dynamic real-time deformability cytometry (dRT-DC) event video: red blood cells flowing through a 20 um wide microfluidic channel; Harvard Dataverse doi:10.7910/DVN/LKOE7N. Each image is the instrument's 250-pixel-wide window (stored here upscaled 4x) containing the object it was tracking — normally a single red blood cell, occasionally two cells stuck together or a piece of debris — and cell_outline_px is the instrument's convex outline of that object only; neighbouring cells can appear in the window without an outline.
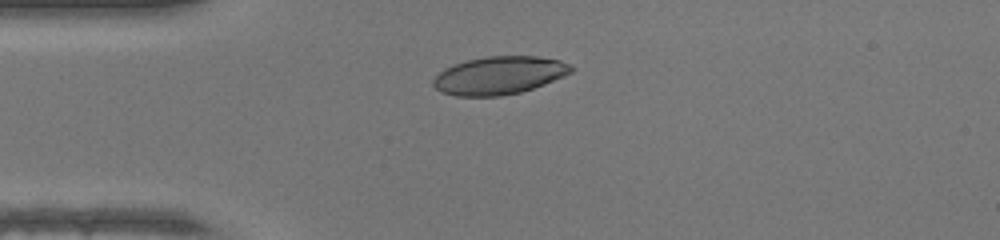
{"species": "human", "species_latin": "Homo sapiens", "temperature_condition": "warm", "stored_images_in_passage": 37, "camera_frame_rate_fps": 3000, "um_per_image_px": 0.085, "donor": {"sex": "female"}, "frame": {"image": 1, "passage_image": 1, "time_ms": 0.0, "image_size_px": [1000, 240], "cell_outline_px": [[576, 68], [572, 72], [564, 76], [544, 84], [520, 92], [500, 96], [456, 96], [440, 92], [432, 84], [432, 80], [444, 68], [468, 60], [488, 56], [536, 56], [560, 60]], "centroid_in_image_um": [42.43, 6.41], "position_along_channel_um": 42.6, "area_um2": 30.4}}
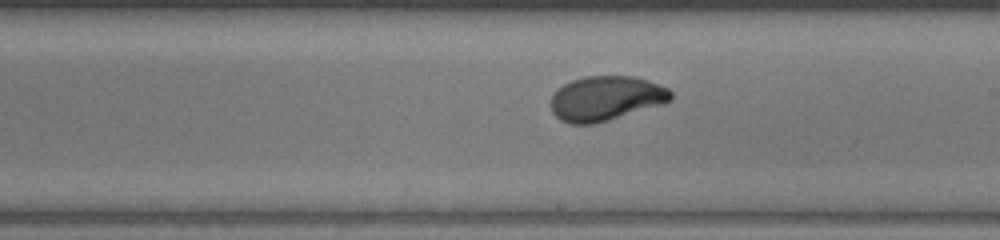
{"frame": {"image": 2, "passage_image": 16, "time_ms": 5.0, "image_size_px": [1000, 240], "cell_outline_px": [[672, 100], [664, 104], [596, 124], [568, 124], [560, 120], [552, 112], [552, 96], [556, 88], [572, 80], [584, 76], [632, 76], [648, 80], [668, 88], [672, 92]], "centroid_in_image_um": [51.51, 8.37], "position_along_channel_um": 237.5, "area_um2": 31.5}}
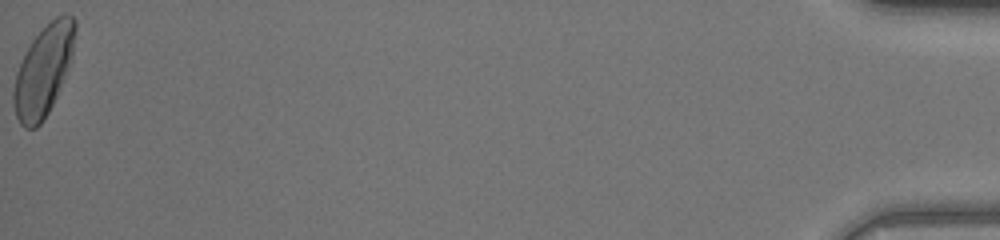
{"frame": {"image": 3, "passage_image": 37, "time_ms": 12.0, "image_size_px": [1000, 240], "cell_outline_px": [[76, 28], [72, 56], [56, 96], [48, 112], [40, 124], [36, 128], [24, 128], [20, 124], [16, 116], [12, 100], [12, 92], [16, 72], [32, 40], [56, 16], [64, 12], [68, 12], [76, 20]], "centroid_in_image_um": [3.68, 6.0], "position_along_channel_um": 431.5, "area_um2": 32.02}, "authors_computed_cell_mechanics": {"area_um2": 30.9808, "velocity_mm_per_s": 4.326, "shape_relaxation_time_tau1_ms": 2.6256, "shape_relaxation_time_tau2_ms": null, "deformation_change_tau1": 0.1497, "deformation_change_tau2": null}}